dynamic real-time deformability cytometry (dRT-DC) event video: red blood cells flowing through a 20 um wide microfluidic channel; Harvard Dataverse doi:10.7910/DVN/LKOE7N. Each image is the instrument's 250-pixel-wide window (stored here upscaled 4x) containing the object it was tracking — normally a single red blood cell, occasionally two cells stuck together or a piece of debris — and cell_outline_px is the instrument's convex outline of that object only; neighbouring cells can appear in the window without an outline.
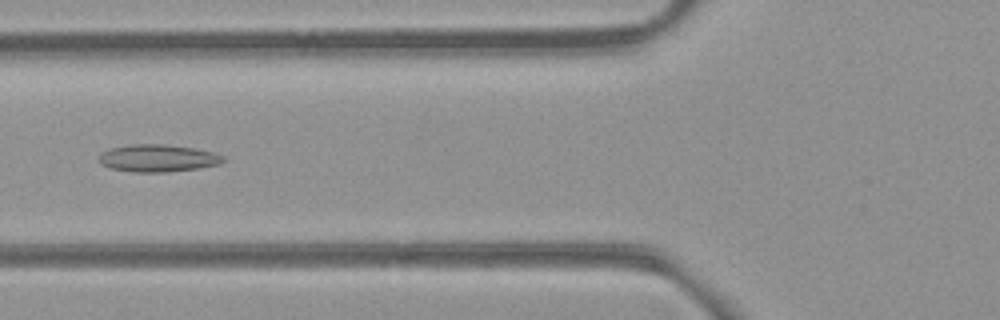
{"species": "common noctule bat (a hibernating species)", "species_latin": "Nyctalus noctula", "temperature_condition": "room temperature", "stored_images_in_passage": 51, "camera_frame_rate_fps": 3000, "um_per_image_px": 0.085, "animal": {"sex": "female", "body_mass_g": 21.9}, "frame": {"image": 1, "passage_image": 19, "time_ms": 6.0, "image_size_px": [1000, 320], "cell_outline_px": [[228, 160], [220, 164], [200, 168], [168, 172], [132, 172], [108, 168], [100, 164], [96, 160], [100, 152], [108, 148], [128, 144], [164, 144], [196, 148], [212, 152], [224, 156]], "centroid_in_image_um": [13.37, 13.44], "position_along_channel_um": 112.4, "area_um2": 20.4}}
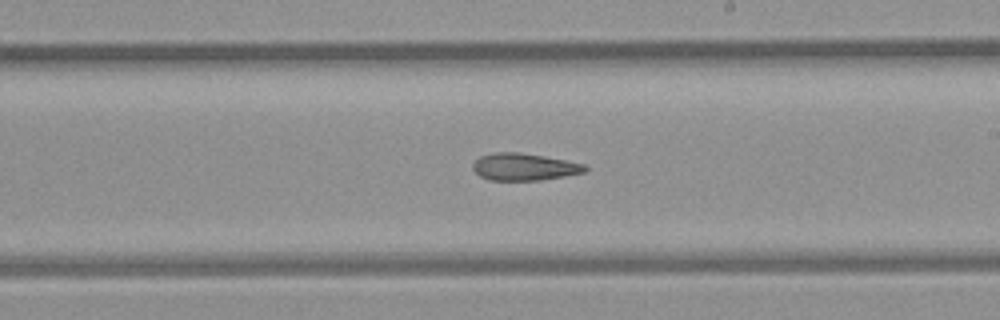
{"frame": {"image": 2, "passage_image": 29, "time_ms": 9.333, "image_size_px": [1000, 320], "cell_outline_px": [[588, 168], [584, 172], [564, 176], [540, 180], [488, 180], [480, 176], [472, 168], [472, 164], [480, 156], [492, 152], [520, 152], [544, 156], [584, 164]], "centroid_in_image_um": [44.51, 14.18], "position_along_channel_um": 244.5, "area_um2": 17.69}}
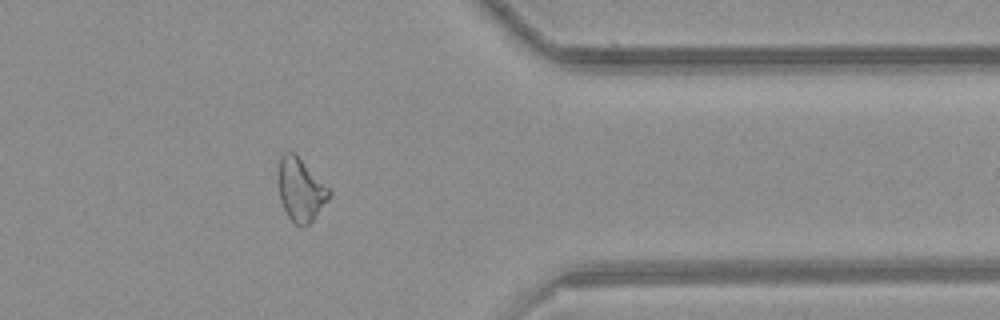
{"frame": {"image": 3, "passage_image": 41, "time_ms": 13.333, "image_size_px": [1000, 320], "cell_outline_px": [[332, 192], [328, 200], [312, 220], [304, 228], [300, 228], [288, 216], [280, 200], [280, 156], [284, 152], [296, 152]], "centroid_in_image_um": [25.58, 16.12], "position_along_channel_um": 385.8, "area_um2": 18.38}, "authors_computed_cell_mechanics": {"area_um2": 20.0566, "velocity_mm_per_s": 3.9492, "shape_relaxation_time_tau1_ms": null, "shape_relaxation_time_tau2_ms": 9.6898, "deformation_change_tau1": null, "deformation_change_tau2": 0.2253}}